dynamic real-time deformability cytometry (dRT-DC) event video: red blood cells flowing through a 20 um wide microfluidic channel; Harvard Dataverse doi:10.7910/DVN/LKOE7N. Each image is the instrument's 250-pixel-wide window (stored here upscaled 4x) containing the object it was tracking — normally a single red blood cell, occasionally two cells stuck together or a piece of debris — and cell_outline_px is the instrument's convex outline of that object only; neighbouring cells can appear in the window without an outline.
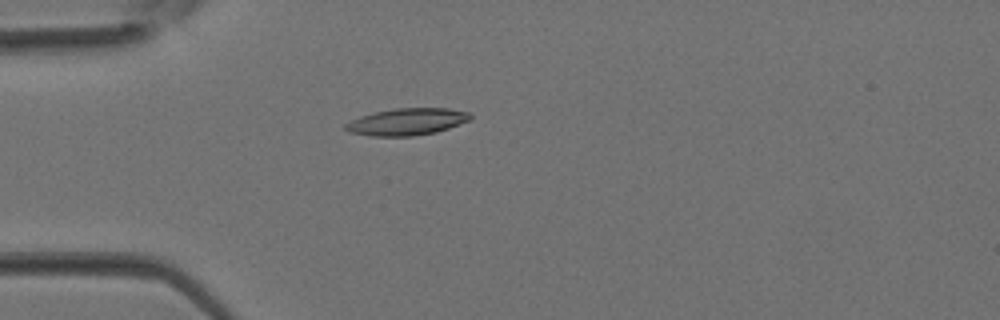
{"species": "Egyptian fruit bat (a non-hibernating species)", "species_latin": "Rousettus aegyptiacus", "temperature_condition": "room temperature", "stored_images_in_passage": 2, "camera_frame_rate_fps": 3000, "um_per_image_px": 0.085, "animal": {"sex": "female"}, "frame": {"image": 1, "passage_image": 2, "time_ms": 0.333, "image_size_px": [1000, 320], "cell_outline_px": [[472, 116], [468, 120], [448, 128], [436, 132], [412, 136], [372, 136], [348, 132], [344, 128], [344, 124], [360, 116], [372, 112], [396, 108], [448, 108], [468, 112]], "centroid_in_image_um": [34.54, 10.34], "position_along_channel_um": 50.5, "area_um2": 19.54}}